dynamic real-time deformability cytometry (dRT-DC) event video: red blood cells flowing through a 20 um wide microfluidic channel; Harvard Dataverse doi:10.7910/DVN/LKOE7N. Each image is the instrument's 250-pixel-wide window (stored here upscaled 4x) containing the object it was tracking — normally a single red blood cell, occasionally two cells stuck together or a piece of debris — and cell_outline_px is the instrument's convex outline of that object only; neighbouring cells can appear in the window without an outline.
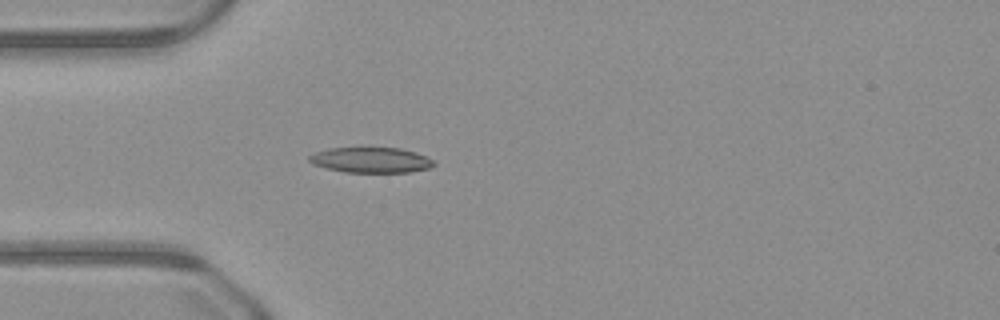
{"species": "common noctule bat (a hibernating species)", "species_latin": "Nyctalus noctula", "temperature_condition": "warm", "stored_images_in_passage": 39, "camera_frame_rate_fps": 3000, "um_per_image_px": 0.085, "animal": {"sex": "male", "body_mass_g": 23.1, "forearm_length_mm": 52.7}, "frame": {"image": 1, "passage_image": 7, "time_ms": 2.0, "image_size_px": [1000, 320], "cell_outline_px": [[436, 164], [428, 168], [412, 172], [344, 172], [312, 164], [308, 160], [308, 156], [316, 152], [328, 148], [400, 148], [416, 152], [432, 160]], "centroid_in_image_um": [31.52, 13.6], "position_along_channel_um": 53.5, "area_um2": 18.32}}
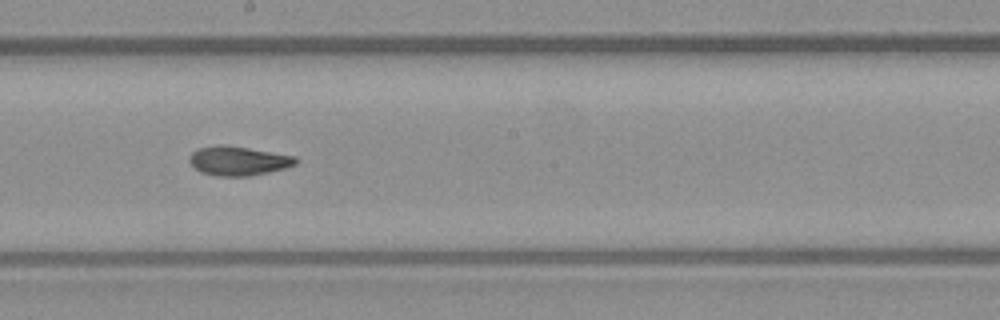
{"frame": {"image": 2, "passage_image": 20, "time_ms": 6.333, "image_size_px": [1000, 320], "cell_outline_px": [[300, 160], [296, 164], [284, 168], [268, 172], [248, 176], [216, 176], [200, 172], [188, 160], [188, 156], [192, 152], [200, 148], [220, 144], [224, 144], [296, 156]], "centroid_in_image_um": [20.26, 13.67], "position_along_channel_um": 227.9, "area_um2": 18.09}}
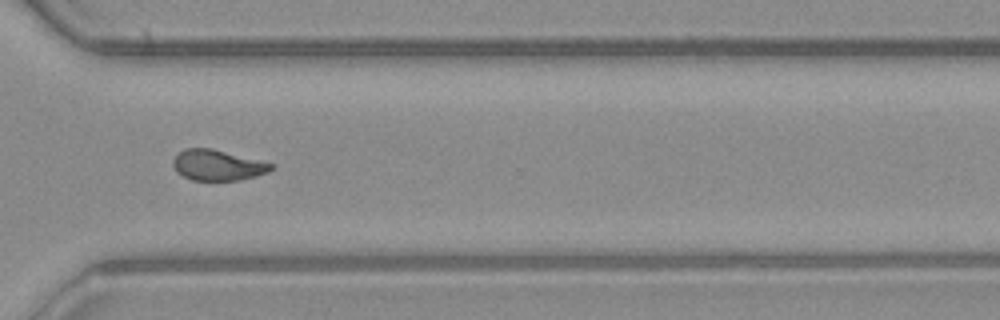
{"frame": {"image": 3, "passage_image": 29, "time_ms": 9.333, "image_size_px": [1000, 320], "cell_outline_px": [[272, 168], [268, 172], [256, 176], [240, 180], [192, 180], [176, 172], [172, 164], [172, 160], [184, 148], [212, 148], [272, 164]], "centroid_in_image_um": [18.45, 14.04], "position_along_channel_um": 352.2, "area_um2": 17.28}}